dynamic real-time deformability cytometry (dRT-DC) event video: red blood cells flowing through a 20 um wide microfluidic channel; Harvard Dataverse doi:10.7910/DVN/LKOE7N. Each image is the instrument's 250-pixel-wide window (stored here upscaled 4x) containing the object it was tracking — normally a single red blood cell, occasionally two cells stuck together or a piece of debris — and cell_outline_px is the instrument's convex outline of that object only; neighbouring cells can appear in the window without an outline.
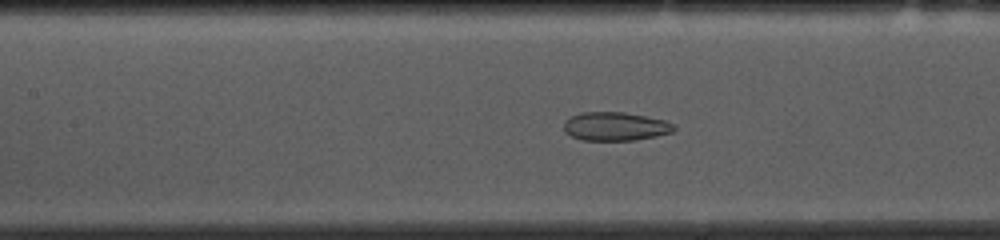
{"species": "common noctule bat (a hibernating species)", "species_latin": "Nyctalus noctula", "temperature_condition": "cold", "stored_images_in_passage": 46, "camera_frame_rate_fps": 3000, "um_per_image_px": 0.085, "animal": {"sex": "female", "body_mass_g": 10.0, "forearm_length_mm": 53.1}, "frame": {"image": 1, "passage_image": 15, "time_ms": 4.667, "image_size_px": [1000, 240], "cell_outline_px": [[676, 128], [672, 132], [656, 136], [636, 140], [580, 140], [564, 132], [564, 120], [580, 112], [624, 112], [664, 120], [676, 124]], "centroid_in_image_um": [52.3, 10.74], "position_along_channel_um": 155.1, "area_um2": 18.44}}
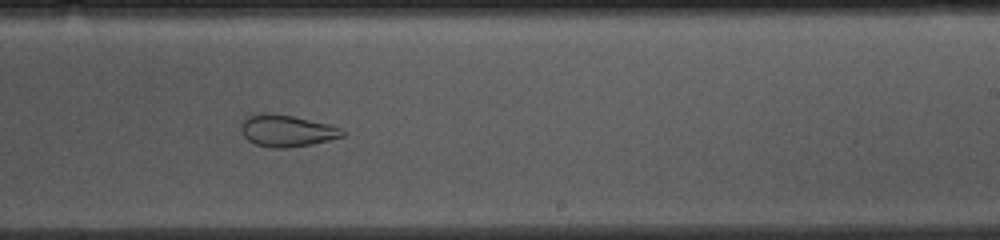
{"frame": {"image": 2, "passage_image": 24, "time_ms": 7.667, "image_size_px": [1000, 240], "cell_outline_px": [[348, 132], [344, 136], [312, 144], [284, 148], [272, 148], [256, 144], [248, 140], [240, 132], [240, 124], [244, 116], [252, 112], [268, 112], [292, 116], [328, 124], [340, 128]], "centroid_in_image_um": [24.3, 11.09], "position_along_channel_um": 264.7, "area_um2": 19.13}}
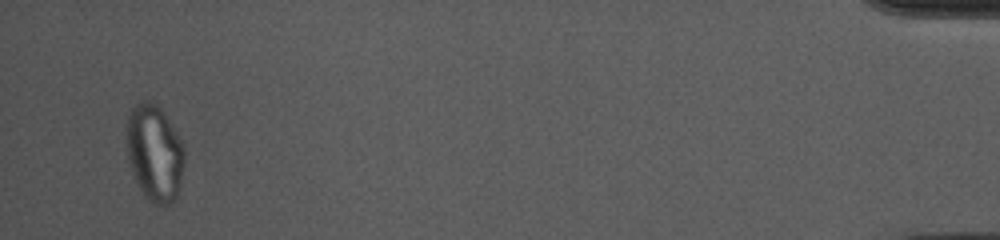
{"frame": {"image": 3, "passage_image": 44, "time_ms": 14.333, "image_size_px": [1000, 240], "cell_outline_px": [[184, 164], [180, 184], [176, 200], [168, 204], [156, 204], [148, 200], [144, 196], [132, 172], [128, 160], [128, 116], [132, 108], [140, 100], [152, 100], [164, 112], [184, 144]], "centroid_in_image_um": [13.16, 12.99], "position_along_channel_um": 422.0, "area_um2": 32.48}, "authors_computed_cell_mechanics": {"area_um2": 22.9177, "velocity_mm_per_s": 3.6603, "shape_relaxation_time_tau1_ms": null, "shape_relaxation_time_tau2_ms": 1.9352, "deformation_change_tau1": null, "deformation_change_tau2": 0.0789}}